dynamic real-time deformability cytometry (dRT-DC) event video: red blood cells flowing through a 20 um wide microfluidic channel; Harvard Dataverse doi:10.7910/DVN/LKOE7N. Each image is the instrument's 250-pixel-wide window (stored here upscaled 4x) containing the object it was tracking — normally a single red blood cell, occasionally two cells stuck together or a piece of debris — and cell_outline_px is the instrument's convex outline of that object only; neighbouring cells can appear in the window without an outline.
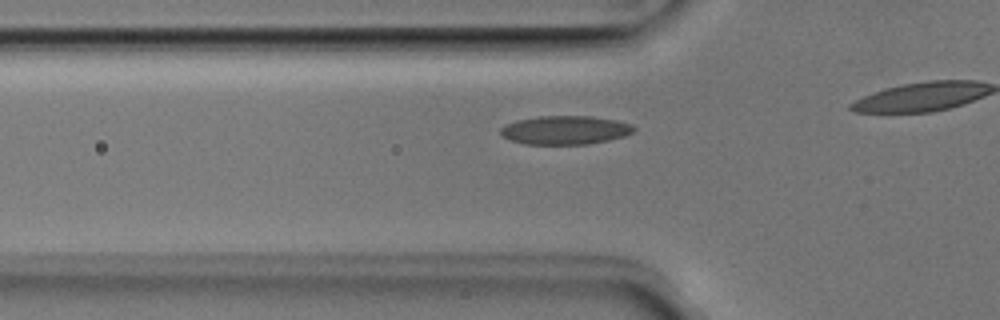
{"species": "Egyptian fruit bat (a non-hibernating species)", "species_latin": "Rousettus aegyptiacus", "temperature_condition": "room temperature", "stored_images_in_passage": 12, "camera_frame_rate_fps": 3000, "um_per_image_px": 0.085, "animal": {"sex": "male"}, "frame": {"image": 1, "passage_image": 7, "time_ms": 2.0, "image_size_px": [1000, 320], "cell_outline_px": [[636, 128], [632, 132], [624, 136], [608, 140], [588, 144], [524, 144], [500, 136], [500, 128], [504, 124], [516, 120], [540, 116], [592, 116], [616, 120], [632, 124]], "centroid_in_image_um": [48.01, 11.05], "position_along_channel_um": 77.8, "area_um2": 22.37}}
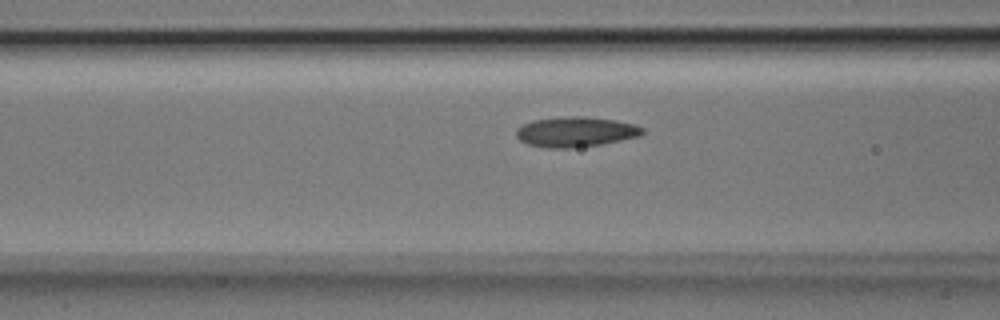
{"frame": {"image": 2, "passage_image": 10, "time_ms": 3.0, "image_size_px": [1000, 320], "cell_outline_px": [[644, 132], [640, 136], [600, 144], [572, 148], [548, 148], [528, 144], [520, 140], [516, 136], [516, 128], [532, 120], [560, 116], [584, 116], [616, 120], [636, 124], [644, 128]], "centroid_in_image_um": [48.93, 11.19], "position_along_channel_um": 117.7, "area_um2": 22.31}}